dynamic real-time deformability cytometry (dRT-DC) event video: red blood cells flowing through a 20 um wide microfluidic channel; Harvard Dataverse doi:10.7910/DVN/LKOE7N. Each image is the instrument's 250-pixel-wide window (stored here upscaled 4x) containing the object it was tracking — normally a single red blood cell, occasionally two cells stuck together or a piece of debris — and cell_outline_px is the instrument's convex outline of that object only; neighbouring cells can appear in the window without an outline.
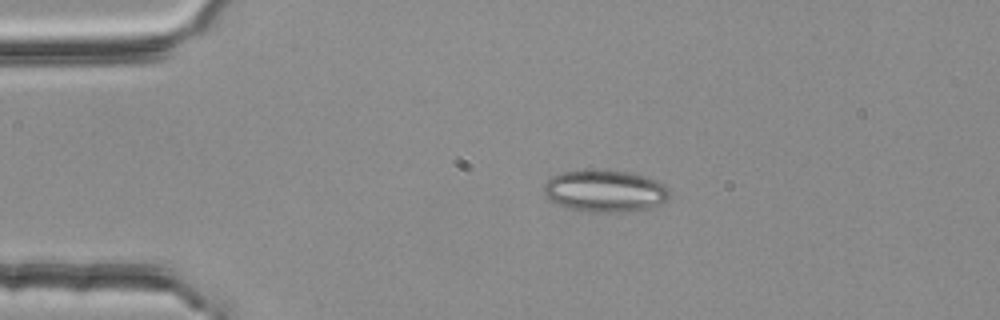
{"species": "common noctule bat (a hibernating species)", "species_latin": "Nyctalus noctula", "temperature_condition": "room temperature", "stored_images_in_passage": 44, "camera_frame_rate_fps": 3000, "um_per_image_px": 0.085, "animal": {"sex": "female", "body_mass_g": 25.1}, "frame": {"image": 1, "passage_image": 1, "time_ms": 0.0, "image_size_px": [1000, 320], "cell_outline_px": [[672, 196], [668, 200], [660, 204], [648, 208], [624, 212], [580, 212], [548, 200], [544, 196], [544, 184], [552, 176], [564, 172], [628, 172], [644, 176], [656, 180], [664, 184], [668, 188]], "centroid_in_image_um": [51.45, 16.28], "position_along_channel_um": 33.5, "area_um2": 30.4}}
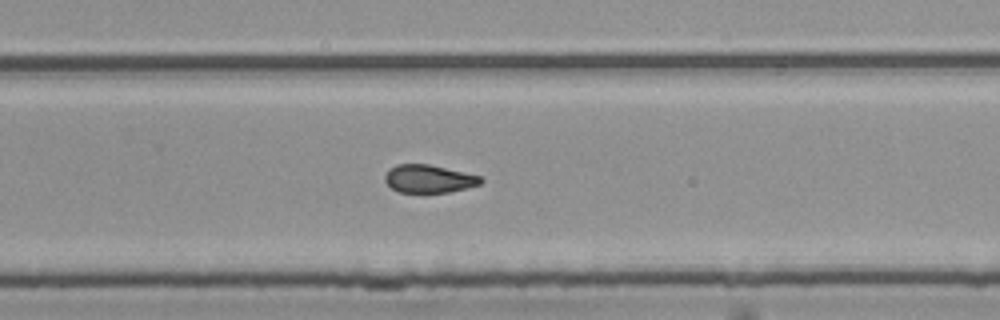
{"frame": {"image": 2, "passage_image": 25, "time_ms": 8.0, "image_size_px": [1000, 320], "cell_outline_px": [[484, 180], [480, 184], [448, 192], [400, 192], [392, 188], [384, 180], [384, 176], [396, 164], [428, 164], [480, 176]], "centroid_in_image_um": [36.44, 15.19], "position_along_channel_um": 293.4, "area_um2": 15.26}}
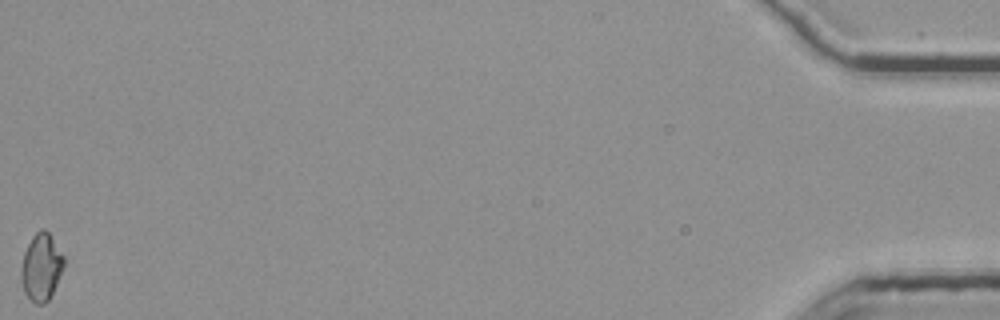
{"frame": {"image": 3, "passage_image": 44, "time_ms": 14.333, "image_size_px": [1000, 320], "cell_outline_px": [[64, 268], [48, 300], [44, 304], [36, 304], [24, 292], [20, 280], [20, 268], [24, 252], [32, 236], [40, 228], [44, 228], [48, 232], [64, 256]], "centroid_in_image_um": [3.49, 22.69], "position_along_channel_um": 431.7, "area_um2": 16.76}, "authors_computed_cell_mechanics": {"area_um2": 16.6753, "velocity_mm_per_s": 3.7957, "shape_relaxation_time_tau1_ms": 7.456, "shape_relaxation_time_tau2_ms": 3.7465, "deformation_change_tau1": 0.1586, "deformation_change_tau2": 0.1095}}